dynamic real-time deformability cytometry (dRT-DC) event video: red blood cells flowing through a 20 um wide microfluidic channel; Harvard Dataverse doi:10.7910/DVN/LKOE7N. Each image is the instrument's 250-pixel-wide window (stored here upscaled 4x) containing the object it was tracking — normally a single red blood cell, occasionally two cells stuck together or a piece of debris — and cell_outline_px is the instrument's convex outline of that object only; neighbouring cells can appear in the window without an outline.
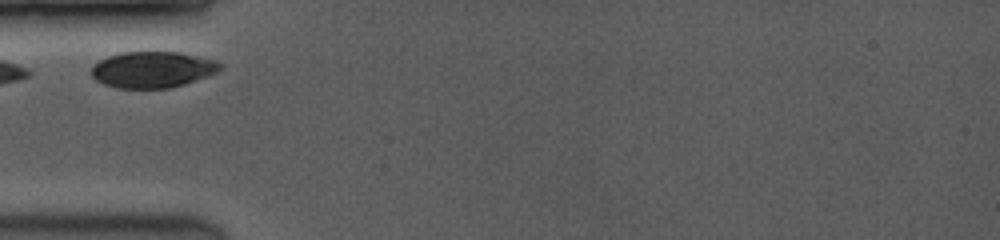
{"species": "common noctule bat (a hibernating species)", "species_latin": "Nyctalus noctula", "temperature_condition": "room temperature", "stored_images_in_passage": 14, "camera_frame_rate_fps": 3500, "um_per_image_px": 0.085, "animal": {"sex": "female", "body_mass_g": 19.0, "forearm_length_mm": 53.3}, "frame": {"image": 1, "passage_image": 1, "time_ms": 0.0, "image_size_px": [1000, 240], "cell_outline_px": [[224, 68], [208, 76], [184, 84], [168, 88], [116, 88], [104, 84], [96, 80], [92, 76], [92, 68], [100, 60], [108, 56], [120, 52], [176, 52], [216, 60], [224, 64]], "centroid_in_image_um": [12.99, 5.91], "position_along_channel_um": 72.0, "area_um2": 27.11}}